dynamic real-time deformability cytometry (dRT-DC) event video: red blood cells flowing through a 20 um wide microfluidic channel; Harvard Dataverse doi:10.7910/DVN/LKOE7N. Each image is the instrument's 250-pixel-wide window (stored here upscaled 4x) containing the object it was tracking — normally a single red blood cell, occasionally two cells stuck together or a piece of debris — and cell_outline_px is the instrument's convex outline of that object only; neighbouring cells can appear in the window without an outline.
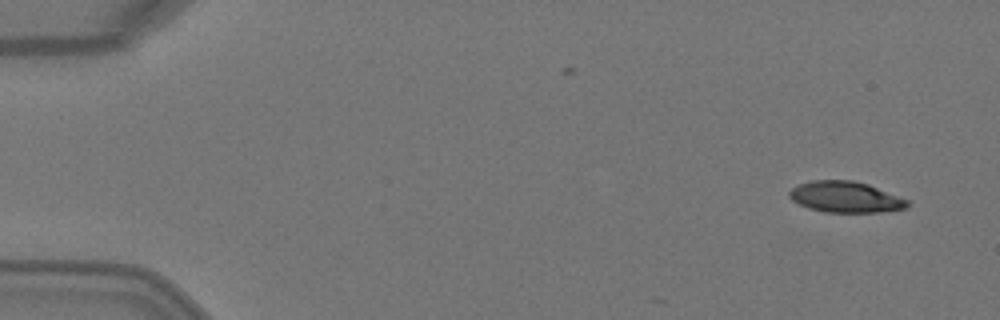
{"species": "Egyptian fruit bat (a non-hibernating species)", "species_latin": "Rousettus aegyptiacus", "temperature_condition": "warm", "stored_images_in_passage": 4, "segment_of_instrument_passage": [1, 2], "camera_frame_rate_fps": 3000, "um_per_image_px": 0.085, "animal": {"sex": "female"}, "frame": {"image": 1, "passage_image": 1, "time_ms": 0.0, "image_size_px": [1000, 320], "cell_outline_px": [[908, 204], [904, 208], [880, 212], [824, 212], [808, 208], [792, 200], [788, 196], [788, 192], [792, 188], [800, 184], [812, 180], [852, 180], [868, 184], [908, 200]], "centroid_in_image_um": [71.82, 16.74], "position_along_channel_um": 13.2, "area_um2": 21.15}}